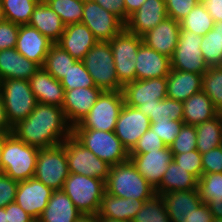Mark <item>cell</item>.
Masks as SVG:
<instances>
[{
  "label": "cell",
  "instance_id": "6da1fadb",
  "mask_svg": "<svg viewBox=\"0 0 222 222\" xmlns=\"http://www.w3.org/2000/svg\"><path fill=\"white\" fill-rule=\"evenodd\" d=\"M12 133L28 145L49 148L70 137L72 126L62 107L37 102L31 114L13 126Z\"/></svg>",
  "mask_w": 222,
  "mask_h": 222
},
{
  "label": "cell",
  "instance_id": "7a4b0ae2",
  "mask_svg": "<svg viewBox=\"0 0 222 222\" xmlns=\"http://www.w3.org/2000/svg\"><path fill=\"white\" fill-rule=\"evenodd\" d=\"M105 191L115 197L142 201L156 194V189L139 173L130 160L110 167Z\"/></svg>",
  "mask_w": 222,
  "mask_h": 222
},
{
  "label": "cell",
  "instance_id": "3957f363",
  "mask_svg": "<svg viewBox=\"0 0 222 222\" xmlns=\"http://www.w3.org/2000/svg\"><path fill=\"white\" fill-rule=\"evenodd\" d=\"M38 149V147L19 140L11 133L6 138L2 150L3 173L18 182L32 178L35 172Z\"/></svg>",
  "mask_w": 222,
  "mask_h": 222
},
{
  "label": "cell",
  "instance_id": "277c9868",
  "mask_svg": "<svg viewBox=\"0 0 222 222\" xmlns=\"http://www.w3.org/2000/svg\"><path fill=\"white\" fill-rule=\"evenodd\" d=\"M72 136L110 166L129 160V152L114 131L72 129Z\"/></svg>",
  "mask_w": 222,
  "mask_h": 222
},
{
  "label": "cell",
  "instance_id": "5b68a950",
  "mask_svg": "<svg viewBox=\"0 0 222 222\" xmlns=\"http://www.w3.org/2000/svg\"><path fill=\"white\" fill-rule=\"evenodd\" d=\"M62 190L82 214H98L105 182L95 177L70 173Z\"/></svg>",
  "mask_w": 222,
  "mask_h": 222
},
{
  "label": "cell",
  "instance_id": "8992f818",
  "mask_svg": "<svg viewBox=\"0 0 222 222\" xmlns=\"http://www.w3.org/2000/svg\"><path fill=\"white\" fill-rule=\"evenodd\" d=\"M93 78L97 88L102 91H119V83L109 42L98 41L81 60Z\"/></svg>",
  "mask_w": 222,
  "mask_h": 222
},
{
  "label": "cell",
  "instance_id": "52a82bcc",
  "mask_svg": "<svg viewBox=\"0 0 222 222\" xmlns=\"http://www.w3.org/2000/svg\"><path fill=\"white\" fill-rule=\"evenodd\" d=\"M124 104L122 90L102 91L88 114L72 129L114 131Z\"/></svg>",
  "mask_w": 222,
  "mask_h": 222
},
{
  "label": "cell",
  "instance_id": "ba28073f",
  "mask_svg": "<svg viewBox=\"0 0 222 222\" xmlns=\"http://www.w3.org/2000/svg\"><path fill=\"white\" fill-rule=\"evenodd\" d=\"M0 93L7 120L12 127L26 119L37 103L28 80H2L0 81Z\"/></svg>",
  "mask_w": 222,
  "mask_h": 222
},
{
  "label": "cell",
  "instance_id": "9c48e42d",
  "mask_svg": "<svg viewBox=\"0 0 222 222\" xmlns=\"http://www.w3.org/2000/svg\"><path fill=\"white\" fill-rule=\"evenodd\" d=\"M69 174L66 151L62 145L38 149L33 177L56 191L62 190Z\"/></svg>",
  "mask_w": 222,
  "mask_h": 222
},
{
  "label": "cell",
  "instance_id": "30bf717a",
  "mask_svg": "<svg viewBox=\"0 0 222 222\" xmlns=\"http://www.w3.org/2000/svg\"><path fill=\"white\" fill-rule=\"evenodd\" d=\"M119 83L124 87L136 80V57L142 37L124 28L109 41Z\"/></svg>",
  "mask_w": 222,
  "mask_h": 222
},
{
  "label": "cell",
  "instance_id": "8fae6325",
  "mask_svg": "<svg viewBox=\"0 0 222 222\" xmlns=\"http://www.w3.org/2000/svg\"><path fill=\"white\" fill-rule=\"evenodd\" d=\"M66 151L70 173L95 177L106 182L110 165L80 144L72 135L61 144Z\"/></svg>",
  "mask_w": 222,
  "mask_h": 222
},
{
  "label": "cell",
  "instance_id": "7c38bea8",
  "mask_svg": "<svg viewBox=\"0 0 222 222\" xmlns=\"http://www.w3.org/2000/svg\"><path fill=\"white\" fill-rule=\"evenodd\" d=\"M202 37L191 31H180L177 46L170 59L171 69L203 75L208 70L200 45Z\"/></svg>",
  "mask_w": 222,
  "mask_h": 222
},
{
  "label": "cell",
  "instance_id": "4fadbf2b",
  "mask_svg": "<svg viewBox=\"0 0 222 222\" xmlns=\"http://www.w3.org/2000/svg\"><path fill=\"white\" fill-rule=\"evenodd\" d=\"M81 22L102 42H109L125 28V23L117 15L105 10L93 0H84Z\"/></svg>",
  "mask_w": 222,
  "mask_h": 222
},
{
  "label": "cell",
  "instance_id": "5bb4252c",
  "mask_svg": "<svg viewBox=\"0 0 222 222\" xmlns=\"http://www.w3.org/2000/svg\"><path fill=\"white\" fill-rule=\"evenodd\" d=\"M150 119L138 108L124 104L116 121L114 133L130 152L140 137L150 128Z\"/></svg>",
  "mask_w": 222,
  "mask_h": 222
},
{
  "label": "cell",
  "instance_id": "9a60e30c",
  "mask_svg": "<svg viewBox=\"0 0 222 222\" xmlns=\"http://www.w3.org/2000/svg\"><path fill=\"white\" fill-rule=\"evenodd\" d=\"M167 77L135 80L126 84L123 89L126 105L137 108L141 105L156 104V101L167 97Z\"/></svg>",
  "mask_w": 222,
  "mask_h": 222
},
{
  "label": "cell",
  "instance_id": "2e32d148",
  "mask_svg": "<svg viewBox=\"0 0 222 222\" xmlns=\"http://www.w3.org/2000/svg\"><path fill=\"white\" fill-rule=\"evenodd\" d=\"M52 193L51 188L32 177L28 180L19 181L15 202L37 221L45 210Z\"/></svg>",
  "mask_w": 222,
  "mask_h": 222
},
{
  "label": "cell",
  "instance_id": "e0dca14e",
  "mask_svg": "<svg viewBox=\"0 0 222 222\" xmlns=\"http://www.w3.org/2000/svg\"><path fill=\"white\" fill-rule=\"evenodd\" d=\"M173 158L174 154L169 147L148 153H129V160L154 188L161 183Z\"/></svg>",
  "mask_w": 222,
  "mask_h": 222
},
{
  "label": "cell",
  "instance_id": "ac0fdd59",
  "mask_svg": "<svg viewBox=\"0 0 222 222\" xmlns=\"http://www.w3.org/2000/svg\"><path fill=\"white\" fill-rule=\"evenodd\" d=\"M101 92L102 90L97 87H79L65 90L62 109L72 127L88 114Z\"/></svg>",
  "mask_w": 222,
  "mask_h": 222
},
{
  "label": "cell",
  "instance_id": "d6986e66",
  "mask_svg": "<svg viewBox=\"0 0 222 222\" xmlns=\"http://www.w3.org/2000/svg\"><path fill=\"white\" fill-rule=\"evenodd\" d=\"M180 31L179 22L167 16L141 37L147 47L171 59L178 43Z\"/></svg>",
  "mask_w": 222,
  "mask_h": 222
},
{
  "label": "cell",
  "instance_id": "ffe728a7",
  "mask_svg": "<svg viewBox=\"0 0 222 222\" xmlns=\"http://www.w3.org/2000/svg\"><path fill=\"white\" fill-rule=\"evenodd\" d=\"M53 42L42 35L36 28L20 25L15 49L28 60L43 66Z\"/></svg>",
  "mask_w": 222,
  "mask_h": 222
},
{
  "label": "cell",
  "instance_id": "44dd1931",
  "mask_svg": "<svg viewBox=\"0 0 222 222\" xmlns=\"http://www.w3.org/2000/svg\"><path fill=\"white\" fill-rule=\"evenodd\" d=\"M171 222H191L192 212L203 202L199 189L160 194Z\"/></svg>",
  "mask_w": 222,
  "mask_h": 222
},
{
  "label": "cell",
  "instance_id": "7402d4cb",
  "mask_svg": "<svg viewBox=\"0 0 222 222\" xmlns=\"http://www.w3.org/2000/svg\"><path fill=\"white\" fill-rule=\"evenodd\" d=\"M167 17L164 0H146L125 23V28L138 36L144 35Z\"/></svg>",
  "mask_w": 222,
  "mask_h": 222
},
{
  "label": "cell",
  "instance_id": "603a6c76",
  "mask_svg": "<svg viewBox=\"0 0 222 222\" xmlns=\"http://www.w3.org/2000/svg\"><path fill=\"white\" fill-rule=\"evenodd\" d=\"M98 42L92 31L82 22L69 24L57 44L73 58L81 61Z\"/></svg>",
  "mask_w": 222,
  "mask_h": 222
},
{
  "label": "cell",
  "instance_id": "cb8c5ba5",
  "mask_svg": "<svg viewBox=\"0 0 222 222\" xmlns=\"http://www.w3.org/2000/svg\"><path fill=\"white\" fill-rule=\"evenodd\" d=\"M136 80L167 77L171 70L170 58L144 43L139 46L136 57Z\"/></svg>",
  "mask_w": 222,
  "mask_h": 222
},
{
  "label": "cell",
  "instance_id": "d4e9b609",
  "mask_svg": "<svg viewBox=\"0 0 222 222\" xmlns=\"http://www.w3.org/2000/svg\"><path fill=\"white\" fill-rule=\"evenodd\" d=\"M31 90L39 103L63 106L65 89L61 81L55 79L42 67L29 79Z\"/></svg>",
  "mask_w": 222,
  "mask_h": 222
},
{
  "label": "cell",
  "instance_id": "484cf974",
  "mask_svg": "<svg viewBox=\"0 0 222 222\" xmlns=\"http://www.w3.org/2000/svg\"><path fill=\"white\" fill-rule=\"evenodd\" d=\"M40 66L22 56L16 49L0 50V81L6 79L28 80Z\"/></svg>",
  "mask_w": 222,
  "mask_h": 222
},
{
  "label": "cell",
  "instance_id": "4316f807",
  "mask_svg": "<svg viewBox=\"0 0 222 222\" xmlns=\"http://www.w3.org/2000/svg\"><path fill=\"white\" fill-rule=\"evenodd\" d=\"M29 26L36 28L53 43H57L65 30V24L44 0H40L31 15Z\"/></svg>",
  "mask_w": 222,
  "mask_h": 222
},
{
  "label": "cell",
  "instance_id": "83f0119b",
  "mask_svg": "<svg viewBox=\"0 0 222 222\" xmlns=\"http://www.w3.org/2000/svg\"><path fill=\"white\" fill-rule=\"evenodd\" d=\"M202 77L193 72L171 69L167 76V97L184 102L202 90Z\"/></svg>",
  "mask_w": 222,
  "mask_h": 222
},
{
  "label": "cell",
  "instance_id": "f1b7e54d",
  "mask_svg": "<svg viewBox=\"0 0 222 222\" xmlns=\"http://www.w3.org/2000/svg\"><path fill=\"white\" fill-rule=\"evenodd\" d=\"M81 214L63 190H56L36 222H75Z\"/></svg>",
  "mask_w": 222,
  "mask_h": 222
},
{
  "label": "cell",
  "instance_id": "f546056e",
  "mask_svg": "<svg viewBox=\"0 0 222 222\" xmlns=\"http://www.w3.org/2000/svg\"><path fill=\"white\" fill-rule=\"evenodd\" d=\"M143 204L144 201L142 200L115 197L105 191L103 193L98 217L131 222Z\"/></svg>",
  "mask_w": 222,
  "mask_h": 222
},
{
  "label": "cell",
  "instance_id": "4dcf8cb0",
  "mask_svg": "<svg viewBox=\"0 0 222 222\" xmlns=\"http://www.w3.org/2000/svg\"><path fill=\"white\" fill-rule=\"evenodd\" d=\"M183 103V122L196 126L218 115V110L210 98L201 90Z\"/></svg>",
  "mask_w": 222,
  "mask_h": 222
},
{
  "label": "cell",
  "instance_id": "1f68e13d",
  "mask_svg": "<svg viewBox=\"0 0 222 222\" xmlns=\"http://www.w3.org/2000/svg\"><path fill=\"white\" fill-rule=\"evenodd\" d=\"M199 180L174 160L169 163L161 183L155 188L156 194H165L171 191L198 189Z\"/></svg>",
  "mask_w": 222,
  "mask_h": 222
},
{
  "label": "cell",
  "instance_id": "d6a6232c",
  "mask_svg": "<svg viewBox=\"0 0 222 222\" xmlns=\"http://www.w3.org/2000/svg\"><path fill=\"white\" fill-rule=\"evenodd\" d=\"M195 127L197 133L196 148L201 154L222 146V123L219 115Z\"/></svg>",
  "mask_w": 222,
  "mask_h": 222
},
{
  "label": "cell",
  "instance_id": "836d02e7",
  "mask_svg": "<svg viewBox=\"0 0 222 222\" xmlns=\"http://www.w3.org/2000/svg\"><path fill=\"white\" fill-rule=\"evenodd\" d=\"M137 108L149 117L150 123H154L158 119L183 121V103L168 97L156 101V104L141 105Z\"/></svg>",
  "mask_w": 222,
  "mask_h": 222
},
{
  "label": "cell",
  "instance_id": "e575fe53",
  "mask_svg": "<svg viewBox=\"0 0 222 222\" xmlns=\"http://www.w3.org/2000/svg\"><path fill=\"white\" fill-rule=\"evenodd\" d=\"M77 61L57 43H53L42 68L55 79L61 81Z\"/></svg>",
  "mask_w": 222,
  "mask_h": 222
},
{
  "label": "cell",
  "instance_id": "d590c367",
  "mask_svg": "<svg viewBox=\"0 0 222 222\" xmlns=\"http://www.w3.org/2000/svg\"><path fill=\"white\" fill-rule=\"evenodd\" d=\"M200 50L209 67L222 65V21L215 22L214 27L202 37Z\"/></svg>",
  "mask_w": 222,
  "mask_h": 222
},
{
  "label": "cell",
  "instance_id": "8d00e7d4",
  "mask_svg": "<svg viewBox=\"0 0 222 222\" xmlns=\"http://www.w3.org/2000/svg\"><path fill=\"white\" fill-rule=\"evenodd\" d=\"M39 1L40 0H2V17L18 25H26L30 22L31 15Z\"/></svg>",
  "mask_w": 222,
  "mask_h": 222
},
{
  "label": "cell",
  "instance_id": "74e56055",
  "mask_svg": "<svg viewBox=\"0 0 222 222\" xmlns=\"http://www.w3.org/2000/svg\"><path fill=\"white\" fill-rule=\"evenodd\" d=\"M214 23L203 3L193 7L187 16L179 21L181 30L191 31L199 36L206 35L214 27Z\"/></svg>",
  "mask_w": 222,
  "mask_h": 222
},
{
  "label": "cell",
  "instance_id": "f35d334b",
  "mask_svg": "<svg viewBox=\"0 0 222 222\" xmlns=\"http://www.w3.org/2000/svg\"><path fill=\"white\" fill-rule=\"evenodd\" d=\"M131 222H171L161 195L155 194L145 200Z\"/></svg>",
  "mask_w": 222,
  "mask_h": 222
},
{
  "label": "cell",
  "instance_id": "ab89813d",
  "mask_svg": "<svg viewBox=\"0 0 222 222\" xmlns=\"http://www.w3.org/2000/svg\"><path fill=\"white\" fill-rule=\"evenodd\" d=\"M65 25L79 23L83 17L84 0H44Z\"/></svg>",
  "mask_w": 222,
  "mask_h": 222
},
{
  "label": "cell",
  "instance_id": "60d3db41",
  "mask_svg": "<svg viewBox=\"0 0 222 222\" xmlns=\"http://www.w3.org/2000/svg\"><path fill=\"white\" fill-rule=\"evenodd\" d=\"M202 91L217 110L222 108V65L208 67L202 77Z\"/></svg>",
  "mask_w": 222,
  "mask_h": 222
},
{
  "label": "cell",
  "instance_id": "b9f144b4",
  "mask_svg": "<svg viewBox=\"0 0 222 222\" xmlns=\"http://www.w3.org/2000/svg\"><path fill=\"white\" fill-rule=\"evenodd\" d=\"M61 85L65 90H71L79 87H96L93 78L85 68L82 61H77L66 76L61 80Z\"/></svg>",
  "mask_w": 222,
  "mask_h": 222
},
{
  "label": "cell",
  "instance_id": "7bdbcfd3",
  "mask_svg": "<svg viewBox=\"0 0 222 222\" xmlns=\"http://www.w3.org/2000/svg\"><path fill=\"white\" fill-rule=\"evenodd\" d=\"M198 189L201 200L208 204L215 198H222V173H205L199 178Z\"/></svg>",
  "mask_w": 222,
  "mask_h": 222
},
{
  "label": "cell",
  "instance_id": "ee69618b",
  "mask_svg": "<svg viewBox=\"0 0 222 222\" xmlns=\"http://www.w3.org/2000/svg\"><path fill=\"white\" fill-rule=\"evenodd\" d=\"M196 140V127L183 124L179 134L176 136L169 148L173 153H187L197 149Z\"/></svg>",
  "mask_w": 222,
  "mask_h": 222
},
{
  "label": "cell",
  "instance_id": "f6af8a7d",
  "mask_svg": "<svg viewBox=\"0 0 222 222\" xmlns=\"http://www.w3.org/2000/svg\"><path fill=\"white\" fill-rule=\"evenodd\" d=\"M184 122L181 120H156L150 124V129L159 136L167 147L175 140Z\"/></svg>",
  "mask_w": 222,
  "mask_h": 222
},
{
  "label": "cell",
  "instance_id": "bcb514c9",
  "mask_svg": "<svg viewBox=\"0 0 222 222\" xmlns=\"http://www.w3.org/2000/svg\"><path fill=\"white\" fill-rule=\"evenodd\" d=\"M173 154V160L199 180L203 175L202 154L197 149L187 153Z\"/></svg>",
  "mask_w": 222,
  "mask_h": 222
},
{
  "label": "cell",
  "instance_id": "7dc6e473",
  "mask_svg": "<svg viewBox=\"0 0 222 222\" xmlns=\"http://www.w3.org/2000/svg\"><path fill=\"white\" fill-rule=\"evenodd\" d=\"M166 5L167 16L171 17L175 21H181L187 14L192 10L193 7L197 6L199 0H164Z\"/></svg>",
  "mask_w": 222,
  "mask_h": 222
},
{
  "label": "cell",
  "instance_id": "c3c4849f",
  "mask_svg": "<svg viewBox=\"0 0 222 222\" xmlns=\"http://www.w3.org/2000/svg\"><path fill=\"white\" fill-rule=\"evenodd\" d=\"M162 139L152 129H148L138 140L137 144L129 153H148L166 148Z\"/></svg>",
  "mask_w": 222,
  "mask_h": 222
},
{
  "label": "cell",
  "instance_id": "681fc988",
  "mask_svg": "<svg viewBox=\"0 0 222 222\" xmlns=\"http://www.w3.org/2000/svg\"><path fill=\"white\" fill-rule=\"evenodd\" d=\"M20 25L2 19L0 21V50L16 46Z\"/></svg>",
  "mask_w": 222,
  "mask_h": 222
},
{
  "label": "cell",
  "instance_id": "f907efd6",
  "mask_svg": "<svg viewBox=\"0 0 222 222\" xmlns=\"http://www.w3.org/2000/svg\"><path fill=\"white\" fill-rule=\"evenodd\" d=\"M19 182L0 173V208H5L8 204L15 202L16 191Z\"/></svg>",
  "mask_w": 222,
  "mask_h": 222
},
{
  "label": "cell",
  "instance_id": "816d5d0a",
  "mask_svg": "<svg viewBox=\"0 0 222 222\" xmlns=\"http://www.w3.org/2000/svg\"><path fill=\"white\" fill-rule=\"evenodd\" d=\"M203 174L222 173V146L202 154Z\"/></svg>",
  "mask_w": 222,
  "mask_h": 222
},
{
  "label": "cell",
  "instance_id": "f5cc1de1",
  "mask_svg": "<svg viewBox=\"0 0 222 222\" xmlns=\"http://www.w3.org/2000/svg\"><path fill=\"white\" fill-rule=\"evenodd\" d=\"M105 10L117 15L124 23L129 19L125 13L124 0H93Z\"/></svg>",
  "mask_w": 222,
  "mask_h": 222
},
{
  "label": "cell",
  "instance_id": "db71d44e",
  "mask_svg": "<svg viewBox=\"0 0 222 222\" xmlns=\"http://www.w3.org/2000/svg\"><path fill=\"white\" fill-rule=\"evenodd\" d=\"M7 222H36L26 211L16 202L10 203L5 207Z\"/></svg>",
  "mask_w": 222,
  "mask_h": 222
},
{
  "label": "cell",
  "instance_id": "11a10c76",
  "mask_svg": "<svg viewBox=\"0 0 222 222\" xmlns=\"http://www.w3.org/2000/svg\"><path fill=\"white\" fill-rule=\"evenodd\" d=\"M191 222H216L206 203L202 202L192 212Z\"/></svg>",
  "mask_w": 222,
  "mask_h": 222
},
{
  "label": "cell",
  "instance_id": "9f6ffc18",
  "mask_svg": "<svg viewBox=\"0 0 222 222\" xmlns=\"http://www.w3.org/2000/svg\"><path fill=\"white\" fill-rule=\"evenodd\" d=\"M204 5L214 22L222 21V0H209Z\"/></svg>",
  "mask_w": 222,
  "mask_h": 222
},
{
  "label": "cell",
  "instance_id": "6f0895ef",
  "mask_svg": "<svg viewBox=\"0 0 222 222\" xmlns=\"http://www.w3.org/2000/svg\"><path fill=\"white\" fill-rule=\"evenodd\" d=\"M216 222H222V198H215L207 204Z\"/></svg>",
  "mask_w": 222,
  "mask_h": 222
},
{
  "label": "cell",
  "instance_id": "680465c9",
  "mask_svg": "<svg viewBox=\"0 0 222 222\" xmlns=\"http://www.w3.org/2000/svg\"><path fill=\"white\" fill-rule=\"evenodd\" d=\"M13 127L7 120L3 98L0 93V131L12 132Z\"/></svg>",
  "mask_w": 222,
  "mask_h": 222
},
{
  "label": "cell",
  "instance_id": "91938a15",
  "mask_svg": "<svg viewBox=\"0 0 222 222\" xmlns=\"http://www.w3.org/2000/svg\"><path fill=\"white\" fill-rule=\"evenodd\" d=\"M146 0H124L125 13L130 16L138 10Z\"/></svg>",
  "mask_w": 222,
  "mask_h": 222
},
{
  "label": "cell",
  "instance_id": "94428289",
  "mask_svg": "<svg viewBox=\"0 0 222 222\" xmlns=\"http://www.w3.org/2000/svg\"><path fill=\"white\" fill-rule=\"evenodd\" d=\"M75 222H99L98 214H81Z\"/></svg>",
  "mask_w": 222,
  "mask_h": 222
},
{
  "label": "cell",
  "instance_id": "6125c7cd",
  "mask_svg": "<svg viewBox=\"0 0 222 222\" xmlns=\"http://www.w3.org/2000/svg\"><path fill=\"white\" fill-rule=\"evenodd\" d=\"M12 132H5V131H0V173L3 172V167H2V150L3 146L5 144L6 138L11 134Z\"/></svg>",
  "mask_w": 222,
  "mask_h": 222
},
{
  "label": "cell",
  "instance_id": "be15d7a7",
  "mask_svg": "<svg viewBox=\"0 0 222 222\" xmlns=\"http://www.w3.org/2000/svg\"><path fill=\"white\" fill-rule=\"evenodd\" d=\"M0 222H7V213L5 208H0Z\"/></svg>",
  "mask_w": 222,
  "mask_h": 222
},
{
  "label": "cell",
  "instance_id": "e7e4bbea",
  "mask_svg": "<svg viewBox=\"0 0 222 222\" xmlns=\"http://www.w3.org/2000/svg\"><path fill=\"white\" fill-rule=\"evenodd\" d=\"M99 222H129V221H121V220L110 219L107 217H99Z\"/></svg>",
  "mask_w": 222,
  "mask_h": 222
},
{
  "label": "cell",
  "instance_id": "03108f58",
  "mask_svg": "<svg viewBox=\"0 0 222 222\" xmlns=\"http://www.w3.org/2000/svg\"><path fill=\"white\" fill-rule=\"evenodd\" d=\"M218 115H219L221 123H222V108L218 110Z\"/></svg>",
  "mask_w": 222,
  "mask_h": 222
},
{
  "label": "cell",
  "instance_id": "003e7915",
  "mask_svg": "<svg viewBox=\"0 0 222 222\" xmlns=\"http://www.w3.org/2000/svg\"><path fill=\"white\" fill-rule=\"evenodd\" d=\"M3 19L2 12H1V3H0V21Z\"/></svg>",
  "mask_w": 222,
  "mask_h": 222
},
{
  "label": "cell",
  "instance_id": "a7ac6f4b",
  "mask_svg": "<svg viewBox=\"0 0 222 222\" xmlns=\"http://www.w3.org/2000/svg\"><path fill=\"white\" fill-rule=\"evenodd\" d=\"M200 1V3H205V2H207V1H209V0H199Z\"/></svg>",
  "mask_w": 222,
  "mask_h": 222
}]
</instances>
